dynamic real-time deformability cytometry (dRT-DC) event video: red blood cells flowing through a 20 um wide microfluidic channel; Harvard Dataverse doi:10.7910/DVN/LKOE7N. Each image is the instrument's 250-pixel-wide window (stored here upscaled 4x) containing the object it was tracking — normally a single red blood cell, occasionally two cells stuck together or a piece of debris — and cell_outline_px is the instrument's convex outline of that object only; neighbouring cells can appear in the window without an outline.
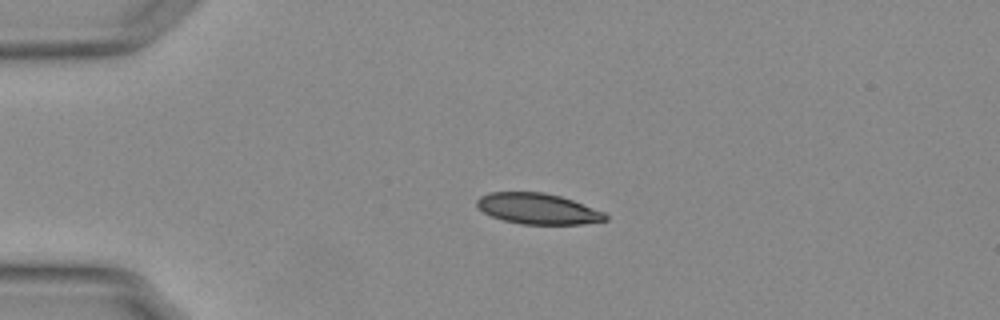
{"species": "Egyptian fruit bat (a non-hibernating species)", "species_latin": "Rousettus aegyptiacus", "temperature_condition": "warm", "stored_images_in_passage": 43, "camera_frame_rate_fps": 3000, "um_per_image_px": 0.085, "animal": {"sex": "female"}, "frame": {"image": 1, "passage_image": 1, "time_ms": 0.0, "image_size_px": [1000, 320], "cell_outline_px": [[608, 220], [580, 224], [520, 224], [504, 220], [492, 216], [484, 212], [476, 204], [476, 200], [480, 196], [492, 192], [544, 192], [560, 196], [572, 200], [604, 212], [608, 216]], "centroid_in_image_um": [45.72, 17.74], "position_along_channel_um": 39.3, "area_um2": 22.89}}
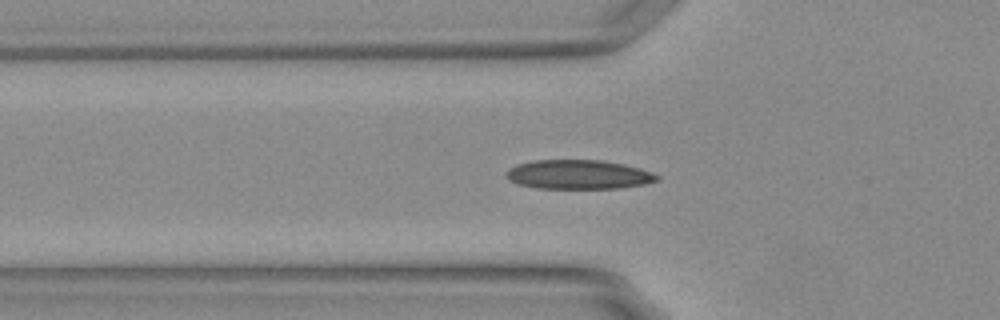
{"frame": {"image": 2, "passage_image": 7, "time_ms": 2.0, "image_size_px": [1000, 320], "cell_outline_px": [[660, 180], [644, 184], [620, 188], [536, 188], [520, 184], [508, 180], [508, 168], [516, 164], [532, 160], [604, 160], [624, 164], [640, 168], [660, 176]], "centroid_in_image_um": [49.19, 14.83], "position_along_channel_um": 76.6, "area_um2": 25.66}, "authors_computed_cell_mechanics": {"area_um2": 24.276, "velocity_mm_per_s": 3.7595, "shape_relaxation_time_tau1_ms": 5.2468, "shape_relaxation_time_tau2_ms": 1.5901, "deformation_change_tau1": 0.1744, "deformation_change_tau2": 0.0751}}